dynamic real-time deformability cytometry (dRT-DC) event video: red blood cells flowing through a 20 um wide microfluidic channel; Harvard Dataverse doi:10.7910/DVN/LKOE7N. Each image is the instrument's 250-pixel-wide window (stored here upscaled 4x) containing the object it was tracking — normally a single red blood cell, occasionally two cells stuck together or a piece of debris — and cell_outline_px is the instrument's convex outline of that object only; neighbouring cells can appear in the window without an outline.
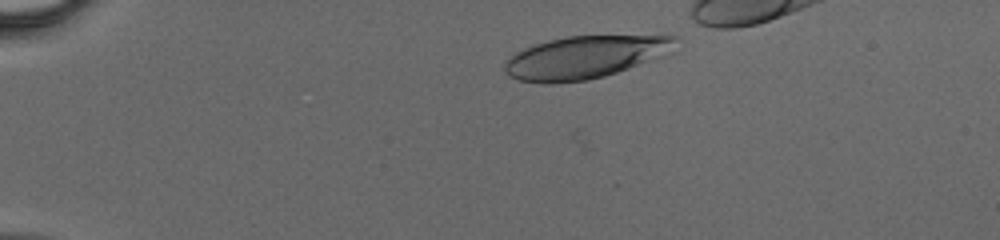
{"species": "human", "species_latin": "Homo sapiens", "temperature_condition": "cold", "stored_images_in_passage": 34, "camera_frame_rate_fps": 3000, "um_per_image_px": 0.085, "donor": {"sex": "male"}, "frame": {"image": 1, "passage_image": 2, "time_ms": 0.333, "image_size_px": [1000, 240], "cell_outline_px": [[680, 40], [676, 52], [604, 76], [588, 80], [552, 84], [544, 84], [520, 80], [508, 76], [504, 72], [504, 64], [516, 52], [524, 48], [548, 40], [568, 36], [668, 32], [680, 36]], "centroid_in_image_um": [49.95, 4.8], "position_along_channel_um": 35.1, "area_um2": 44.39}}
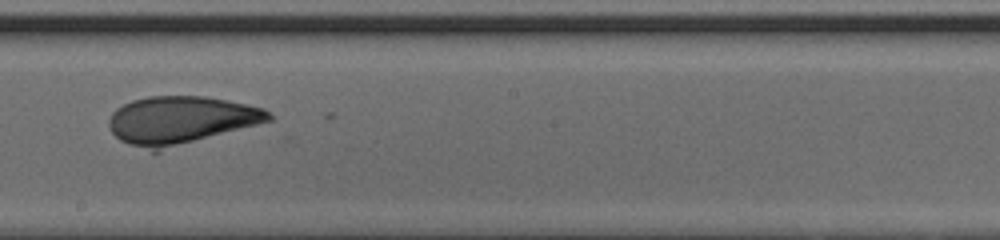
{"frame": {"image": 2, "passage_image": 20, "time_ms": 6.333, "image_size_px": [1000, 240], "cell_outline_px": [[272, 120], [160, 152], [152, 152], [128, 144], [120, 140], [112, 132], [108, 124], [108, 120], [112, 112], [116, 108], [132, 100], [148, 96], [204, 96], [228, 100], [264, 108], [272, 116]], "centroid_in_image_um": [15.33, 10.24], "position_along_channel_um": 232.9, "area_um2": 45.03}}
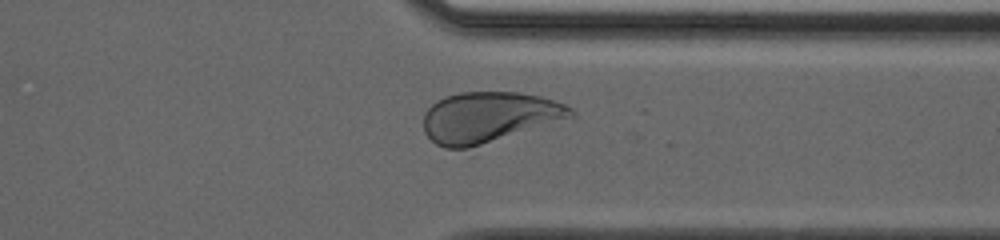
{"frame": {"image": 3, "passage_image": 29, "time_ms": 9.333, "image_size_px": [1000, 240], "cell_outline_px": [[576, 116], [468, 148], [444, 148], [436, 144], [424, 132], [424, 112], [436, 100], [444, 96], [460, 92], [516, 92], [540, 96], [564, 104], [572, 108], [576, 112]], "centroid_in_image_um": [41.53, 9.94], "position_along_channel_um": 369.9, "area_um2": 43.18}}